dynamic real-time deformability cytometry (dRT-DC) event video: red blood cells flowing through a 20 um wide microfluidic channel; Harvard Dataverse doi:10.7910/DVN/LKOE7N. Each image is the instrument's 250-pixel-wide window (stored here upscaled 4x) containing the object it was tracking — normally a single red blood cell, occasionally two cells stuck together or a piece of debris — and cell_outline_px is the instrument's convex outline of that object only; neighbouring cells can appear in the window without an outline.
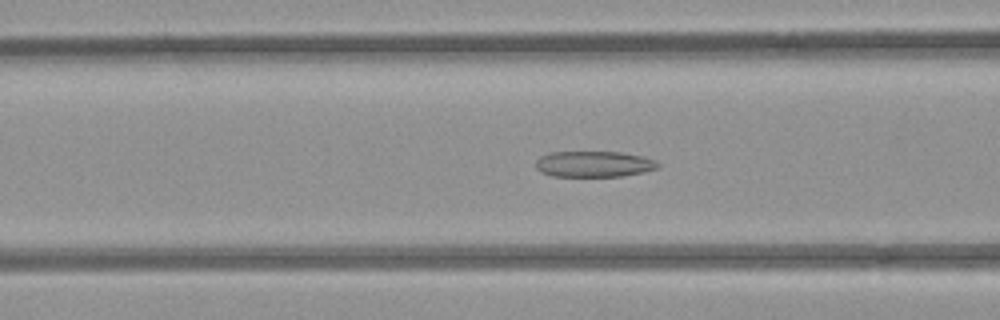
{"species": "common noctule bat (a hibernating species)", "species_latin": "Nyctalus noctula", "temperature_condition": "room temperature", "stored_images_in_passage": 52, "camera_frame_rate_fps": 3000, "um_per_image_px": 0.085, "animal": {"sex": "female", "body_mass_g": 21.9}, "frame": {"image": 1, "passage_image": 20, "time_ms": 6.333, "image_size_px": [1000, 320], "cell_outline_px": [[660, 168], [644, 172], [620, 176], [552, 176], [540, 172], [536, 168], [536, 160], [540, 156], [548, 152], [620, 152], [644, 156], [656, 160], [660, 164]], "centroid_in_image_um": [50.5, 13.94], "position_along_channel_um": 116.1, "area_um2": 18.67}}
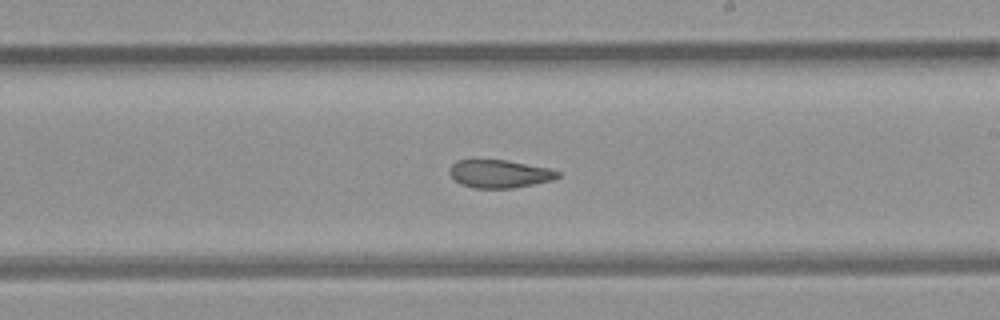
{"frame": {"image": 2, "passage_image": 30, "time_ms": 9.667, "image_size_px": [1000, 320], "cell_outline_px": [[560, 176], [552, 180], [512, 188], [476, 188], [460, 184], [448, 172], [452, 164], [456, 160], [508, 160], [548, 168], [560, 172]], "centroid_in_image_um": [42.45, 14.77], "position_along_channel_um": 246.6, "area_um2": 17.51}}
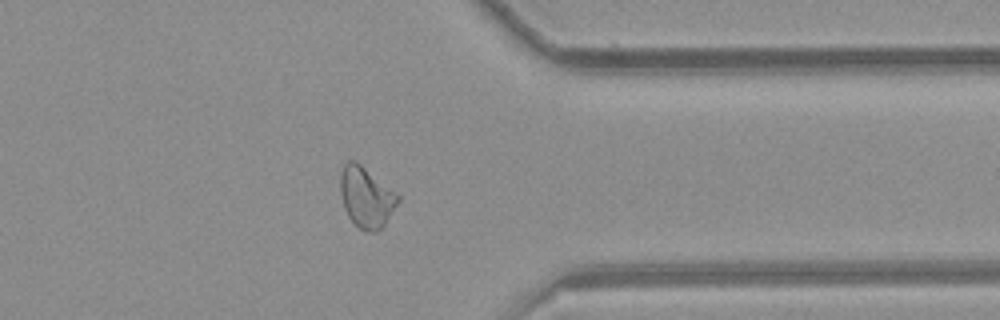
{"frame": {"image": 3, "passage_image": 41, "time_ms": 13.333, "image_size_px": [1000, 320], "cell_outline_px": [[400, 200], [384, 224], [376, 232], [368, 232], [360, 228], [348, 216], [344, 208], [340, 192], [340, 172], [344, 164], [348, 160], [356, 160], [400, 196]], "centroid_in_image_um": [31.11, 16.74], "position_along_channel_um": 380.3, "area_um2": 20.17}, "authors_computed_cell_mechanics": {"area_um2": 20.519, "velocity_mm_per_s": 3.9024, "shape_relaxation_time_tau1_ms": null, "shape_relaxation_time_tau2_ms": 2.4565, "deformation_change_tau1": null, "deformation_change_tau2": 0.0922}}